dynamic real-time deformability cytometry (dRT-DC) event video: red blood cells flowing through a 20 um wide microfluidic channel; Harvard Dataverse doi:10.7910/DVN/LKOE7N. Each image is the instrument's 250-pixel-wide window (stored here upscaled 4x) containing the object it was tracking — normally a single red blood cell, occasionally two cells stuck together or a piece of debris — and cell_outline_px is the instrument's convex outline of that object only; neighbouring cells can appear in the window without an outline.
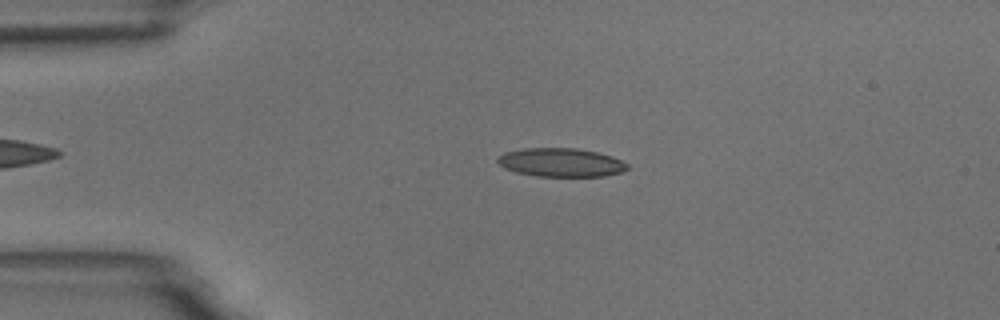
{"species": "common noctule bat (a hibernating species)", "species_latin": "Nyctalus noctula", "temperature_condition": "room temperature", "stored_images_in_passage": 4, "camera_frame_rate_fps": 3000, "um_per_image_px": 0.085, "animal": {"sex": "male", "body_mass_g": 18.8}, "frame": {"image": 1, "passage_image": 3, "time_ms": 2.333, "image_size_px": [1000, 320], "cell_outline_px": [[628, 168], [620, 172], [604, 176], [536, 176], [516, 172], [504, 168], [496, 160], [504, 152], [524, 148], [576, 148], [596, 152], [612, 156], [628, 164]], "centroid_in_image_um": [47.66, 13.8], "position_along_channel_um": 37.3, "area_um2": 21.5}}